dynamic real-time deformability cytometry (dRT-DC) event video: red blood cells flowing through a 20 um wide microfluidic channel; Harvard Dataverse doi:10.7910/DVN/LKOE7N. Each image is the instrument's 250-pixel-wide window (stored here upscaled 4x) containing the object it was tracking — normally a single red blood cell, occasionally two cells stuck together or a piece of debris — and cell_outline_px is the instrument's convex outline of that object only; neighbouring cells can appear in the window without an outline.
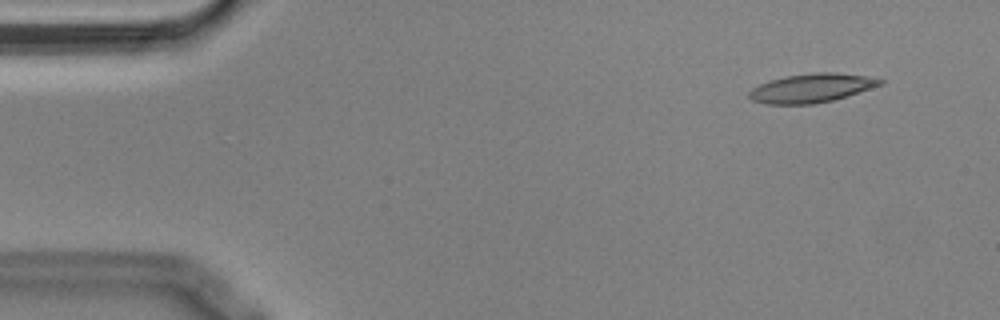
{"species": "Egyptian fruit bat (a non-hibernating species)", "species_latin": "Rousettus aegyptiacus", "temperature_condition": "cold", "stored_images_in_passage": 54, "camera_frame_rate_fps": 3000, "um_per_image_px": 0.085, "animal": {"sex": "male"}, "frame": {"image": 1, "passage_image": 4, "time_ms": 1.0, "image_size_px": [1000, 320], "cell_outline_px": [[884, 84], [832, 100], [812, 104], [764, 104], [752, 100], [748, 96], [748, 92], [752, 88], [760, 84], [784, 76], [816, 72], [836, 72], [864, 76], [884, 80]], "centroid_in_image_um": [68.95, 7.48], "position_along_channel_um": 16.1, "area_um2": 21.85}}
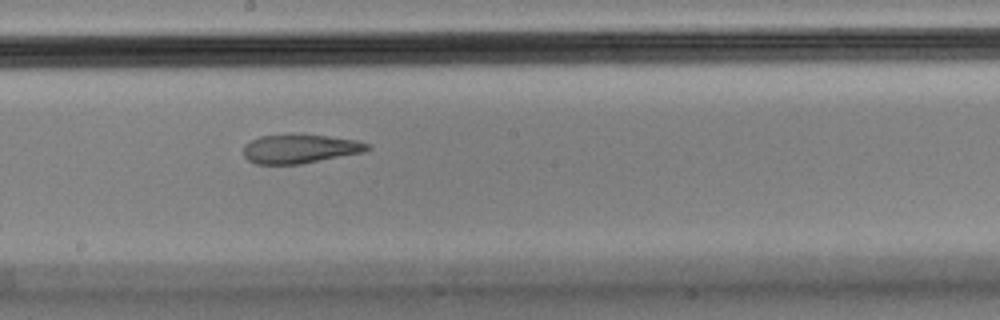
{"frame": {"image": 2, "passage_image": 29, "time_ms": 9.333, "image_size_px": [1000, 320], "cell_outline_px": [[372, 148], [364, 152], [300, 164], [256, 164], [248, 160], [244, 156], [244, 144], [260, 136], [300, 132], [356, 140], [372, 144]], "centroid_in_image_um": [25.52, 12.62], "position_along_channel_um": 222.7, "area_um2": 21.44}}
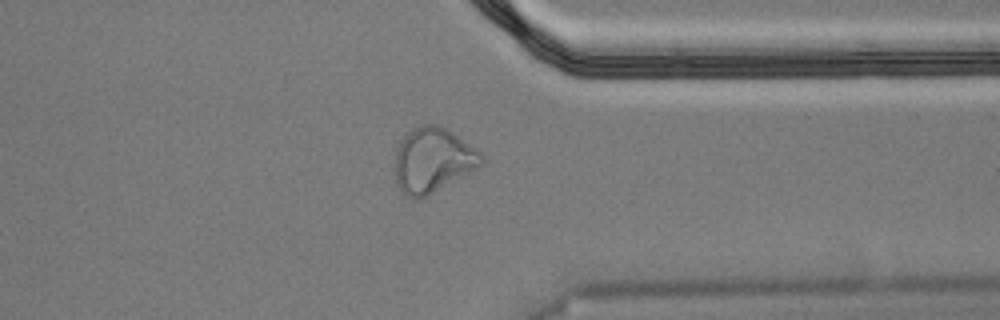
{"frame": {"image": 3, "passage_image": 42, "time_ms": 13.667, "image_size_px": [1000, 320], "cell_outline_px": [[484, 164], [424, 196], [416, 200], [412, 200], [396, 184], [396, 148], [400, 140], [412, 128], [420, 124], [440, 124], [476, 148], [484, 156]], "centroid_in_image_um": [36.78, 13.56], "position_along_channel_um": 374.6, "area_um2": 32.31}, "authors_computed_cell_mechanics": {"area_um2": 22.542, "velocity_mm_per_s": 3.6006, "shape_relaxation_time_tau1_ms": null, "shape_relaxation_time_tau2_ms": 2.5399, "deformation_change_tau1": null, "deformation_change_tau2": 0.1094}}